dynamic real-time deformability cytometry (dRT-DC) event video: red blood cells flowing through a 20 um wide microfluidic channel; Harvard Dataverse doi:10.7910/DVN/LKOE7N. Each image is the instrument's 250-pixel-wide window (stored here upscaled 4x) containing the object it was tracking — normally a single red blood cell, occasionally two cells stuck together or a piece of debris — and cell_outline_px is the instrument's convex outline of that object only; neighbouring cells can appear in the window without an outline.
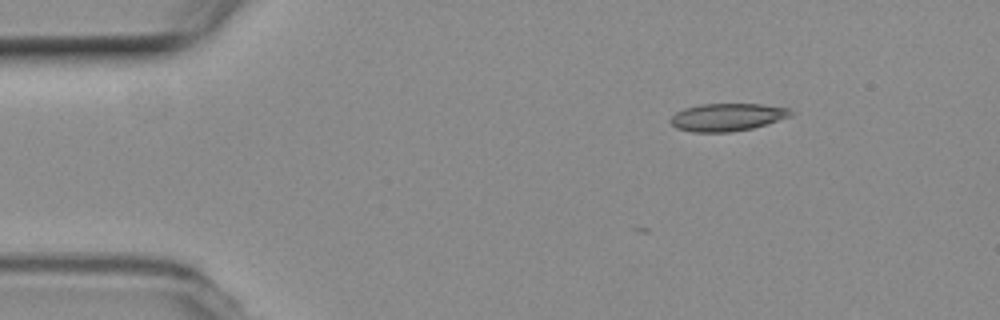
{"species": "common noctule bat (a hibernating species)", "species_latin": "Nyctalus noctula", "temperature_condition": "room temperature", "stored_images_in_passage": 4, "camera_frame_rate_fps": 3000, "um_per_image_px": 0.085, "animal": {"sex": "female", "body_mass_g": 19.3, "forearm_length_mm": 54.1}, "frame": {"image": 1, "passage_image": 1, "time_ms": 0.0, "image_size_px": [1000, 320], "cell_outline_px": [[796, 112], [792, 116], [752, 128], [732, 132], [692, 132], [676, 128], [668, 120], [676, 112], [684, 108], [700, 104], [760, 104], [788, 108]], "centroid_in_image_um": [61.81, 9.96], "position_along_channel_um": 23.2, "area_um2": 19.48}}